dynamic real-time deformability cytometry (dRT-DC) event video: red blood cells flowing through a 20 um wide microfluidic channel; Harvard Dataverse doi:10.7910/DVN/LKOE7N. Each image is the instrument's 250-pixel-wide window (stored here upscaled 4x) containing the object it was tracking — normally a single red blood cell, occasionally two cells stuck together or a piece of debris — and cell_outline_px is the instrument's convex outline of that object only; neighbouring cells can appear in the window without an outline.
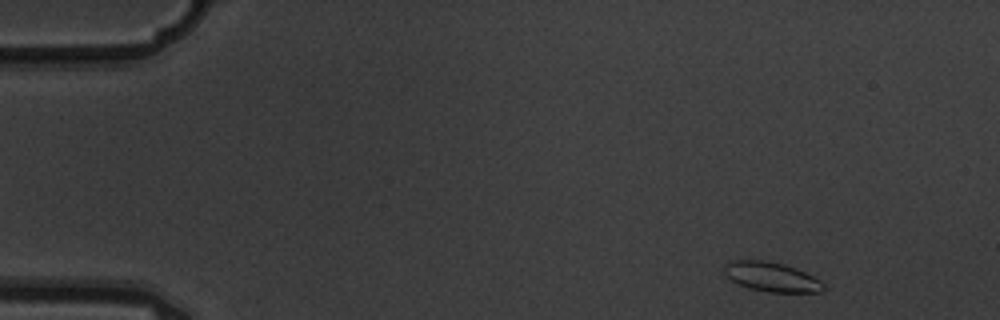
{"species": "common noctule bat (a hibernating species)", "species_latin": "Nyctalus noctula", "temperature_condition": "warm", "stored_images_in_passage": 5, "camera_frame_rate_fps": 3000, "um_per_image_px": 0.085, "animal": {"sex": "male", "body_mass_g": 19.5, "forearm_length_mm": 54.6}, "frame": {"image": 1, "passage_image": 1, "time_ms": 0.0, "image_size_px": [1000, 320], "cell_outline_px": [[824, 288], [820, 292], [768, 292], [748, 288], [732, 280], [724, 272], [724, 264], [732, 260], [764, 260], [784, 264], [796, 268], [820, 280], [824, 284]], "centroid_in_image_um": [65.57, 23.53], "position_along_channel_um": 19.4, "area_um2": 16.94}}
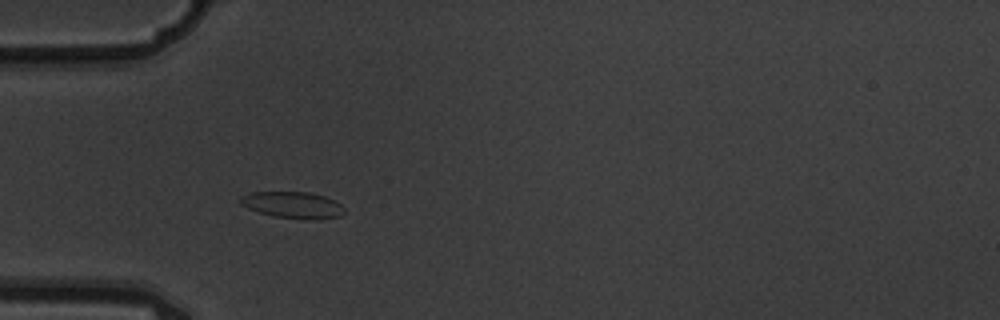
{"frame": {"image": 2, "passage_image": 4, "time_ms": 1.0, "image_size_px": [1000, 320], "cell_outline_px": [[344, 212], [340, 216], [320, 220], [304, 220], [272, 216], [248, 208], [240, 204], [240, 196], [252, 192], [308, 192], [324, 196], [336, 200], [344, 208]], "centroid_in_image_um": [24.92, 17.44], "position_along_channel_um": 60.1, "area_um2": 16.3}}